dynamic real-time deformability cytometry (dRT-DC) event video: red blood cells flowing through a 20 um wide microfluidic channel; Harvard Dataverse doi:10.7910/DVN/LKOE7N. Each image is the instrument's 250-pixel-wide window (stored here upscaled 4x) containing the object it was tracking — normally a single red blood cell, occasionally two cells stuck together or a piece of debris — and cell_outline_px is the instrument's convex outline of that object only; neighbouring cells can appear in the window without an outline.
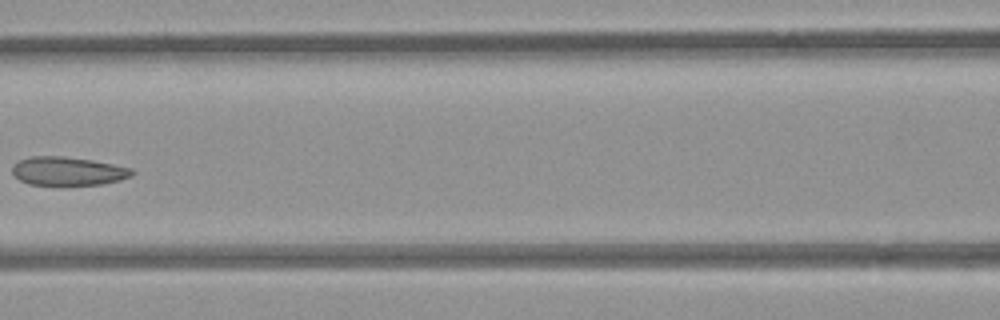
{"species": "common noctule bat (a hibernating species)", "species_latin": "Nyctalus noctula", "temperature_condition": "room temperature", "stored_images_in_passage": 8, "camera_frame_rate_fps": 3000, "um_per_image_px": 0.085, "animal": {"sex": "female", "body_mass_g": 21.9}, "frame": {"image": 1, "passage_image": 7, "time_ms": 2.0, "image_size_px": [1000, 320], "cell_outline_px": [[136, 172], [132, 176], [120, 180], [104, 184], [64, 188], [28, 184], [20, 180], [12, 172], [12, 168], [20, 160], [32, 156], [64, 156], [92, 160], [132, 168]], "centroid_in_image_um": [5.81, 14.6], "position_along_channel_um": 160.8, "area_um2": 20.81}}
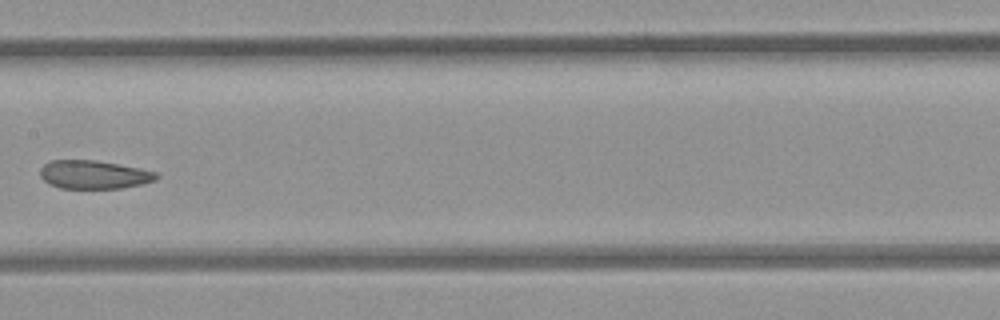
{"frame": {"image": 2, "passage_image": 8, "time_ms": 2.333, "image_size_px": [1000, 320], "cell_outline_px": [[160, 176], [156, 180], [140, 184], [120, 188], [60, 188], [48, 184], [40, 176], [40, 168], [44, 164], [52, 160], [96, 160], [140, 168], [156, 172]], "centroid_in_image_um": [7.96, 14.84], "position_along_channel_um": 199.4, "area_um2": 19.25}}